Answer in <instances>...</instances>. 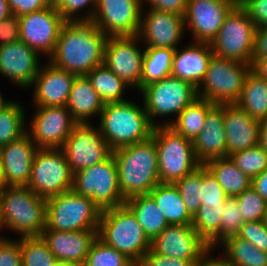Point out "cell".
<instances>
[{"mask_svg": "<svg viewBox=\"0 0 267 266\" xmlns=\"http://www.w3.org/2000/svg\"><path fill=\"white\" fill-rule=\"evenodd\" d=\"M107 36L91 20H69L62 26L53 54L54 67L76 76L86 75L104 63Z\"/></svg>", "mask_w": 267, "mask_h": 266, "instance_id": "6da1fadb", "label": "cell"}, {"mask_svg": "<svg viewBox=\"0 0 267 266\" xmlns=\"http://www.w3.org/2000/svg\"><path fill=\"white\" fill-rule=\"evenodd\" d=\"M123 198L149 194L160 183L157 146L153 136L113 150Z\"/></svg>", "mask_w": 267, "mask_h": 266, "instance_id": "7a4b0ae2", "label": "cell"}, {"mask_svg": "<svg viewBox=\"0 0 267 266\" xmlns=\"http://www.w3.org/2000/svg\"><path fill=\"white\" fill-rule=\"evenodd\" d=\"M99 118L100 133L112 150L147 140L155 127L144 105L128 100L106 103Z\"/></svg>", "mask_w": 267, "mask_h": 266, "instance_id": "3957f363", "label": "cell"}, {"mask_svg": "<svg viewBox=\"0 0 267 266\" xmlns=\"http://www.w3.org/2000/svg\"><path fill=\"white\" fill-rule=\"evenodd\" d=\"M3 228L19 237L40 236L46 226V199L27 186H8L0 194Z\"/></svg>", "mask_w": 267, "mask_h": 266, "instance_id": "277c9868", "label": "cell"}, {"mask_svg": "<svg viewBox=\"0 0 267 266\" xmlns=\"http://www.w3.org/2000/svg\"><path fill=\"white\" fill-rule=\"evenodd\" d=\"M97 237L125 254L135 264L151 248V240L126 205L102 210Z\"/></svg>", "mask_w": 267, "mask_h": 266, "instance_id": "5b68a950", "label": "cell"}, {"mask_svg": "<svg viewBox=\"0 0 267 266\" xmlns=\"http://www.w3.org/2000/svg\"><path fill=\"white\" fill-rule=\"evenodd\" d=\"M102 210L73 190L46 199V226L58 231L98 230Z\"/></svg>", "mask_w": 267, "mask_h": 266, "instance_id": "8992f818", "label": "cell"}, {"mask_svg": "<svg viewBox=\"0 0 267 266\" xmlns=\"http://www.w3.org/2000/svg\"><path fill=\"white\" fill-rule=\"evenodd\" d=\"M152 136L157 146L158 175L161 183L174 184L202 165L195 156L192 141L169 125L155 126Z\"/></svg>", "mask_w": 267, "mask_h": 266, "instance_id": "52a82bcc", "label": "cell"}, {"mask_svg": "<svg viewBox=\"0 0 267 266\" xmlns=\"http://www.w3.org/2000/svg\"><path fill=\"white\" fill-rule=\"evenodd\" d=\"M252 65L212 56L204 80L197 88L198 98L214 105L236 104Z\"/></svg>", "mask_w": 267, "mask_h": 266, "instance_id": "ba28073f", "label": "cell"}, {"mask_svg": "<svg viewBox=\"0 0 267 266\" xmlns=\"http://www.w3.org/2000/svg\"><path fill=\"white\" fill-rule=\"evenodd\" d=\"M256 28L247 11L240 4L236 5L210 43L213 54L220 58L251 64Z\"/></svg>", "mask_w": 267, "mask_h": 266, "instance_id": "9c48e42d", "label": "cell"}, {"mask_svg": "<svg viewBox=\"0 0 267 266\" xmlns=\"http://www.w3.org/2000/svg\"><path fill=\"white\" fill-rule=\"evenodd\" d=\"M72 190L90 197L101 210L125 205L118 183V171L113 154L74 174Z\"/></svg>", "mask_w": 267, "mask_h": 266, "instance_id": "30bf717a", "label": "cell"}, {"mask_svg": "<svg viewBox=\"0 0 267 266\" xmlns=\"http://www.w3.org/2000/svg\"><path fill=\"white\" fill-rule=\"evenodd\" d=\"M74 174L61 148H39L27 187L48 199L72 190Z\"/></svg>", "mask_w": 267, "mask_h": 266, "instance_id": "8fae6325", "label": "cell"}, {"mask_svg": "<svg viewBox=\"0 0 267 266\" xmlns=\"http://www.w3.org/2000/svg\"><path fill=\"white\" fill-rule=\"evenodd\" d=\"M140 92L150 122L157 126L154 117L177 116L197 98V88L188 81L168 76L143 87Z\"/></svg>", "mask_w": 267, "mask_h": 266, "instance_id": "7c38bea8", "label": "cell"}, {"mask_svg": "<svg viewBox=\"0 0 267 266\" xmlns=\"http://www.w3.org/2000/svg\"><path fill=\"white\" fill-rule=\"evenodd\" d=\"M61 149L73 174L103 162L113 153L100 129L90 123L77 124Z\"/></svg>", "mask_w": 267, "mask_h": 266, "instance_id": "4fadbf2b", "label": "cell"}, {"mask_svg": "<svg viewBox=\"0 0 267 266\" xmlns=\"http://www.w3.org/2000/svg\"><path fill=\"white\" fill-rule=\"evenodd\" d=\"M137 41L140 42L138 35L108 37L103 64L128 86L140 91L144 51Z\"/></svg>", "mask_w": 267, "mask_h": 266, "instance_id": "5bb4252c", "label": "cell"}, {"mask_svg": "<svg viewBox=\"0 0 267 266\" xmlns=\"http://www.w3.org/2000/svg\"><path fill=\"white\" fill-rule=\"evenodd\" d=\"M143 8L142 0H98L92 19L107 37L135 36Z\"/></svg>", "mask_w": 267, "mask_h": 266, "instance_id": "9a60e30c", "label": "cell"}, {"mask_svg": "<svg viewBox=\"0 0 267 266\" xmlns=\"http://www.w3.org/2000/svg\"><path fill=\"white\" fill-rule=\"evenodd\" d=\"M65 22L56 8L51 6L24 14L19 17L20 40L49 58L55 50L60 30Z\"/></svg>", "mask_w": 267, "mask_h": 266, "instance_id": "2e32d148", "label": "cell"}, {"mask_svg": "<svg viewBox=\"0 0 267 266\" xmlns=\"http://www.w3.org/2000/svg\"><path fill=\"white\" fill-rule=\"evenodd\" d=\"M36 108L27 134L38 148H61L78 123L66 106Z\"/></svg>", "mask_w": 267, "mask_h": 266, "instance_id": "e0dca14e", "label": "cell"}, {"mask_svg": "<svg viewBox=\"0 0 267 266\" xmlns=\"http://www.w3.org/2000/svg\"><path fill=\"white\" fill-rule=\"evenodd\" d=\"M239 1L188 0L184 14L185 29L190 26L194 42L211 43L226 16Z\"/></svg>", "mask_w": 267, "mask_h": 266, "instance_id": "ac0fdd59", "label": "cell"}, {"mask_svg": "<svg viewBox=\"0 0 267 266\" xmlns=\"http://www.w3.org/2000/svg\"><path fill=\"white\" fill-rule=\"evenodd\" d=\"M150 249L172 258L198 260L209 246L192 225H168L151 241Z\"/></svg>", "mask_w": 267, "mask_h": 266, "instance_id": "d6986e66", "label": "cell"}, {"mask_svg": "<svg viewBox=\"0 0 267 266\" xmlns=\"http://www.w3.org/2000/svg\"><path fill=\"white\" fill-rule=\"evenodd\" d=\"M146 12L144 16L141 14L140 41H144L146 47L177 49L185 31L184 17L154 8Z\"/></svg>", "mask_w": 267, "mask_h": 266, "instance_id": "ffe728a7", "label": "cell"}, {"mask_svg": "<svg viewBox=\"0 0 267 266\" xmlns=\"http://www.w3.org/2000/svg\"><path fill=\"white\" fill-rule=\"evenodd\" d=\"M40 54L22 40L0 45V74L19 87H32L40 70Z\"/></svg>", "mask_w": 267, "mask_h": 266, "instance_id": "44dd1931", "label": "cell"}, {"mask_svg": "<svg viewBox=\"0 0 267 266\" xmlns=\"http://www.w3.org/2000/svg\"><path fill=\"white\" fill-rule=\"evenodd\" d=\"M38 147L26 133L20 139L0 147V164L7 186H27Z\"/></svg>", "mask_w": 267, "mask_h": 266, "instance_id": "7402d4cb", "label": "cell"}, {"mask_svg": "<svg viewBox=\"0 0 267 266\" xmlns=\"http://www.w3.org/2000/svg\"><path fill=\"white\" fill-rule=\"evenodd\" d=\"M41 66L32 86L36 107L66 106L76 75L54 67L50 62Z\"/></svg>", "mask_w": 267, "mask_h": 266, "instance_id": "603a6c76", "label": "cell"}, {"mask_svg": "<svg viewBox=\"0 0 267 266\" xmlns=\"http://www.w3.org/2000/svg\"><path fill=\"white\" fill-rule=\"evenodd\" d=\"M56 259L83 266L97 230L58 231L44 229L40 235Z\"/></svg>", "mask_w": 267, "mask_h": 266, "instance_id": "cb8c5ba5", "label": "cell"}, {"mask_svg": "<svg viewBox=\"0 0 267 266\" xmlns=\"http://www.w3.org/2000/svg\"><path fill=\"white\" fill-rule=\"evenodd\" d=\"M226 157L259 143L260 121L251 118L237 104H224Z\"/></svg>", "mask_w": 267, "mask_h": 266, "instance_id": "d4e9b609", "label": "cell"}, {"mask_svg": "<svg viewBox=\"0 0 267 266\" xmlns=\"http://www.w3.org/2000/svg\"><path fill=\"white\" fill-rule=\"evenodd\" d=\"M192 144L195 156L202 165L211 159L226 157L224 105H214L208 111L202 131Z\"/></svg>", "mask_w": 267, "mask_h": 266, "instance_id": "484cf974", "label": "cell"}, {"mask_svg": "<svg viewBox=\"0 0 267 266\" xmlns=\"http://www.w3.org/2000/svg\"><path fill=\"white\" fill-rule=\"evenodd\" d=\"M213 55L210 43L192 41L180 51L177 48L173 57L171 76L188 81L198 88L204 80Z\"/></svg>", "mask_w": 267, "mask_h": 266, "instance_id": "4316f807", "label": "cell"}, {"mask_svg": "<svg viewBox=\"0 0 267 266\" xmlns=\"http://www.w3.org/2000/svg\"><path fill=\"white\" fill-rule=\"evenodd\" d=\"M105 103L93 88L86 75L76 76L66 104L73 119L78 123H91V116L100 115ZM88 119V120H87Z\"/></svg>", "mask_w": 267, "mask_h": 266, "instance_id": "83f0119b", "label": "cell"}, {"mask_svg": "<svg viewBox=\"0 0 267 266\" xmlns=\"http://www.w3.org/2000/svg\"><path fill=\"white\" fill-rule=\"evenodd\" d=\"M169 225H191L193 217L188 213L175 184L159 183L149 193Z\"/></svg>", "mask_w": 267, "mask_h": 266, "instance_id": "f1b7e54d", "label": "cell"}, {"mask_svg": "<svg viewBox=\"0 0 267 266\" xmlns=\"http://www.w3.org/2000/svg\"><path fill=\"white\" fill-rule=\"evenodd\" d=\"M125 205L136 216L151 241L169 225L149 194L132 196L125 200Z\"/></svg>", "mask_w": 267, "mask_h": 266, "instance_id": "f546056e", "label": "cell"}, {"mask_svg": "<svg viewBox=\"0 0 267 266\" xmlns=\"http://www.w3.org/2000/svg\"><path fill=\"white\" fill-rule=\"evenodd\" d=\"M204 165L211 171L228 197H236L251 187L252 179L244 174L229 156L211 159Z\"/></svg>", "mask_w": 267, "mask_h": 266, "instance_id": "4dcf8cb0", "label": "cell"}, {"mask_svg": "<svg viewBox=\"0 0 267 266\" xmlns=\"http://www.w3.org/2000/svg\"><path fill=\"white\" fill-rule=\"evenodd\" d=\"M255 120L267 118V80L260 78L252 70L247 75L244 88L236 103Z\"/></svg>", "mask_w": 267, "mask_h": 266, "instance_id": "1f68e13d", "label": "cell"}, {"mask_svg": "<svg viewBox=\"0 0 267 266\" xmlns=\"http://www.w3.org/2000/svg\"><path fill=\"white\" fill-rule=\"evenodd\" d=\"M213 106L214 104L210 101L197 98L176 116L175 120L166 121V123L162 125H169L177 133L193 141L202 131L206 115Z\"/></svg>", "mask_w": 267, "mask_h": 266, "instance_id": "d6a6232c", "label": "cell"}, {"mask_svg": "<svg viewBox=\"0 0 267 266\" xmlns=\"http://www.w3.org/2000/svg\"><path fill=\"white\" fill-rule=\"evenodd\" d=\"M141 77V89L151 83L171 76L176 49L145 47Z\"/></svg>", "mask_w": 267, "mask_h": 266, "instance_id": "836d02e7", "label": "cell"}, {"mask_svg": "<svg viewBox=\"0 0 267 266\" xmlns=\"http://www.w3.org/2000/svg\"><path fill=\"white\" fill-rule=\"evenodd\" d=\"M220 245L232 266H267V252L237 235L226 238Z\"/></svg>", "mask_w": 267, "mask_h": 266, "instance_id": "e575fe53", "label": "cell"}, {"mask_svg": "<svg viewBox=\"0 0 267 266\" xmlns=\"http://www.w3.org/2000/svg\"><path fill=\"white\" fill-rule=\"evenodd\" d=\"M224 204H201L192 220V227L208 244L216 248L220 243L221 217Z\"/></svg>", "mask_w": 267, "mask_h": 266, "instance_id": "d590c367", "label": "cell"}, {"mask_svg": "<svg viewBox=\"0 0 267 266\" xmlns=\"http://www.w3.org/2000/svg\"><path fill=\"white\" fill-rule=\"evenodd\" d=\"M86 76L105 104L127 101L123 95L128 85L104 64L95 67Z\"/></svg>", "mask_w": 267, "mask_h": 266, "instance_id": "8d00e7d4", "label": "cell"}, {"mask_svg": "<svg viewBox=\"0 0 267 266\" xmlns=\"http://www.w3.org/2000/svg\"><path fill=\"white\" fill-rule=\"evenodd\" d=\"M25 120V110L15 101L0 111V147L27 133V129H24Z\"/></svg>", "mask_w": 267, "mask_h": 266, "instance_id": "74e56055", "label": "cell"}, {"mask_svg": "<svg viewBox=\"0 0 267 266\" xmlns=\"http://www.w3.org/2000/svg\"><path fill=\"white\" fill-rule=\"evenodd\" d=\"M22 266H52L55 256L41 236L20 238Z\"/></svg>", "mask_w": 267, "mask_h": 266, "instance_id": "f35d334b", "label": "cell"}, {"mask_svg": "<svg viewBox=\"0 0 267 266\" xmlns=\"http://www.w3.org/2000/svg\"><path fill=\"white\" fill-rule=\"evenodd\" d=\"M125 254L105 244L98 237L93 242L83 266H132Z\"/></svg>", "mask_w": 267, "mask_h": 266, "instance_id": "ab89813d", "label": "cell"}, {"mask_svg": "<svg viewBox=\"0 0 267 266\" xmlns=\"http://www.w3.org/2000/svg\"><path fill=\"white\" fill-rule=\"evenodd\" d=\"M178 189L188 213L194 217L201 206L202 165L192 173L174 183Z\"/></svg>", "mask_w": 267, "mask_h": 266, "instance_id": "60d3db41", "label": "cell"}, {"mask_svg": "<svg viewBox=\"0 0 267 266\" xmlns=\"http://www.w3.org/2000/svg\"><path fill=\"white\" fill-rule=\"evenodd\" d=\"M234 164L251 179L267 169V153L257 146L229 155Z\"/></svg>", "mask_w": 267, "mask_h": 266, "instance_id": "b9f144b4", "label": "cell"}, {"mask_svg": "<svg viewBox=\"0 0 267 266\" xmlns=\"http://www.w3.org/2000/svg\"><path fill=\"white\" fill-rule=\"evenodd\" d=\"M244 221H263L267 202L252 188L235 197Z\"/></svg>", "mask_w": 267, "mask_h": 266, "instance_id": "7bdbcfd3", "label": "cell"}, {"mask_svg": "<svg viewBox=\"0 0 267 266\" xmlns=\"http://www.w3.org/2000/svg\"><path fill=\"white\" fill-rule=\"evenodd\" d=\"M221 219L220 243L230 236L237 235L245 222L235 197L226 199Z\"/></svg>", "mask_w": 267, "mask_h": 266, "instance_id": "ee69618b", "label": "cell"}, {"mask_svg": "<svg viewBox=\"0 0 267 266\" xmlns=\"http://www.w3.org/2000/svg\"><path fill=\"white\" fill-rule=\"evenodd\" d=\"M201 204H224L228 198L211 171L202 165Z\"/></svg>", "mask_w": 267, "mask_h": 266, "instance_id": "f6af8a7d", "label": "cell"}, {"mask_svg": "<svg viewBox=\"0 0 267 266\" xmlns=\"http://www.w3.org/2000/svg\"><path fill=\"white\" fill-rule=\"evenodd\" d=\"M98 0H61L56 10L62 15L64 20H91L93 18ZM91 10L85 16H79L78 11H81L85 6L90 7ZM77 14V16H76Z\"/></svg>", "mask_w": 267, "mask_h": 266, "instance_id": "bcb514c9", "label": "cell"}, {"mask_svg": "<svg viewBox=\"0 0 267 266\" xmlns=\"http://www.w3.org/2000/svg\"><path fill=\"white\" fill-rule=\"evenodd\" d=\"M237 236L248 240L258 249L267 252V227L263 221L244 222Z\"/></svg>", "mask_w": 267, "mask_h": 266, "instance_id": "7dc6e473", "label": "cell"}, {"mask_svg": "<svg viewBox=\"0 0 267 266\" xmlns=\"http://www.w3.org/2000/svg\"><path fill=\"white\" fill-rule=\"evenodd\" d=\"M0 266H22L20 240L0 238Z\"/></svg>", "mask_w": 267, "mask_h": 266, "instance_id": "c3c4849f", "label": "cell"}, {"mask_svg": "<svg viewBox=\"0 0 267 266\" xmlns=\"http://www.w3.org/2000/svg\"><path fill=\"white\" fill-rule=\"evenodd\" d=\"M250 19L259 27H267V0H239Z\"/></svg>", "mask_w": 267, "mask_h": 266, "instance_id": "681fc988", "label": "cell"}, {"mask_svg": "<svg viewBox=\"0 0 267 266\" xmlns=\"http://www.w3.org/2000/svg\"><path fill=\"white\" fill-rule=\"evenodd\" d=\"M197 260H184L154 253L151 249L142 257L138 266H193Z\"/></svg>", "mask_w": 267, "mask_h": 266, "instance_id": "f907efd6", "label": "cell"}, {"mask_svg": "<svg viewBox=\"0 0 267 266\" xmlns=\"http://www.w3.org/2000/svg\"><path fill=\"white\" fill-rule=\"evenodd\" d=\"M20 40L19 17L11 15L0 21V45Z\"/></svg>", "mask_w": 267, "mask_h": 266, "instance_id": "816d5d0a", "label": "cell"}, {"mask_svg": "<svg viewBox=\"0 0 267 266\" xmlns=\"http://www.w3.org/2000/svg\"><path fill=\"white\" fill-rule=\"evenodd\" d=\"M12 15L18 17L49 7L45 0H7Z\"/></svg>", "mask_w": 267, "mask_h": 266, "instance_id": "f5cc1de1", "label": "cell"}, {"mask_svg": "<svg viewBox=\"0 0 267 266\" xmlns=\"http://www.w3.org/2000/svg\"><path fill=\"white\" fill-rule=\"evenodd\" d=\"M149 3L150 8L173 13L184 17L188 0H142Z\"/></svg>", "mask_w": 267, "mask_h": 266, "instance_id": "db71d44e", "label": "cell"}, {"mask_svg": "<svg viewBox=\"0 0 267 266\" xmlns=\"http://www.w3.org/2000/svg\"><path fill=\"white\" fill-rule=\"evenodd\" d=\"M267 57V27L256 28L252 58Z\"/></svg>", "mask_w": 267, "mask_h": 266, "instance_id": "11a10c76", "label": "cell"}, {"mask_svg": "<svg viewBox=\"0 0 267 266\" xmlns=\"http://www.w3.org/2000/svg\"><path fill=\"white\" fill-rule=\"evenodd\" d=\"M213 248H209L194 264L193 266H232L225 258H213L210 257V252Z\"/></svg>", "mask_w": 267, "mask_h": 266, "instance_id": "9f6ffc18", "label": "cell"}, {"mask_svg": "<svg viewBox=\"0 0 267 266\" xmlns=\"http://www.w3.org/2000/svg\"><path fill=\"white\" fill-rule=\"evenodd\" d=\"M251 187L267 202V169L252 179Z\"/></svg>", "mask_w": 267, "mask_h": 266, "instance_id": "6f0895ef", "label": "cell"}, {"mask_svg": "<svg viewBox=\"0 0 267 266\" xmlns=\"http://www.w3.org/2000/svg\"><path fill=\"white\" fill-rule=\"evenodd\" d=\"M251 65L254 73H256L260 78L267 80V57L252 58Z\"/></svg>", "mask_w": 267, "mask_h": 266, "instance_id": "680465c9", "label": "cell"}, {"mask_svg": "<svg viewBox=\"0 0 267 266\" xmlns=\"http://www.w3.org/2000/svg\"><path fill=\"white\" fill-rule=\"evenodd\" d=\"M258 144L267 153V118L260 121Z\"/></svg>", "mask_w": 267, "mask_h": 266, "instance_id": "91938a15", "label": "cell"}, {"mask_svg": "<svg viewBox=\"0 0 267 266\" xmlns=\"http://www.w3.org/2000/svg\"><path fill=\"white\" fill-rule=\"evenodd\" d=\"M12 15L7 0H0V21Z\"/></svg>", "mask_w": 267, "mask_h": 266, "instance_id": "94428289", "label": "cell"}, {"mask_svg": "<svg viewBox=\"0 0 267 266\" xmlns=\"http://www.w3.org/2000/svg\"><path fill=\"white\" fill-rule=\"evenodd\" d=\"M7 183L4 177V171L0 164V194L7 188Z\"/></svg>", "mask_w": 267, "mask_h": 266, "instance_id": "6125c7cd", "label": "cell"}, {"mask_svg": "<svg viewBox=\"0 0 267 266\" xmlns=\"http://www.w3.org/2000/svg\"><path fill=\"white\" fill-rule=\"evenodd\" d=\"M52 266H79V265L72 263V262H69V261L56 259Z\"/></svg>", "mask_w": 267, "mask_h": 266, "instance_id": "be15d7a7", "label": "cell"}, {"mask_svg": "<svg viewBox=\"0 0 267 266\" xmlns=\"http://www.w3.org/2000/svg\"><path fill=\"white\" fill-rule=\"evenodd\" d=\"M12 101H4L2 94L0 93V111L3 110L6 106H8Z\"/></svg>", "mask_w": 267, "mask_h": 266, "instance_id": "e7e4bbea", "label": "cell"}, {"mask_svg": "<svg viewBox=\"0 0 267 266\" xmlns=\"http://www.w3.org/2000/svg\"><path fill=\"white\" fill-rule=\"evenodd\" d=\"M48 6L57 7L61 0H45Z\"/></svg>", "mask_w": 267, "mask_h": 266, "instance_id": "03108f58", "label": "cell"}, {"mask_svg": "<svg viewBox=\"0 0 267 266\" xmlns=\"http://www.w3.org/2000/svg\"><path fill=\"white\" fill-rule=\"evenodd\" d=\"M263 223L267 227V207H266V211H265V214H264Z\"/></svg>", "mask_w": 267, "mask_h": 266, "instance_id": "003e7915", "label": "cell"}, {"mask_svg": "<svg viewBox=\"0 0 267 266\" xmlns=\"http://www.w3.org/2000/svg\"><path fill=\"white\" fill-rule=\"evenodd\" d=\"M3 228L2 222H1V218H0V230ZM0 238H2V236L0 235Z\"/></svg>", "mask_w": 267, "mask_h": 266, "instance_id": "a7ac6f4b", "label": "cell"}, {"mask_svg": "<svg viewBox=\"0 0 267 266\" xmlns=\"http://www.w3.org/2000/svg\"><path fill=\"white\" fill-rule=\"evenodd\" d=\"M223 1H239V0H223Z\"/></svg>", "mask_w": 267, "mask_h": 266, "instance_id": "89a4df30", "label": "cell"}]
</instances>
